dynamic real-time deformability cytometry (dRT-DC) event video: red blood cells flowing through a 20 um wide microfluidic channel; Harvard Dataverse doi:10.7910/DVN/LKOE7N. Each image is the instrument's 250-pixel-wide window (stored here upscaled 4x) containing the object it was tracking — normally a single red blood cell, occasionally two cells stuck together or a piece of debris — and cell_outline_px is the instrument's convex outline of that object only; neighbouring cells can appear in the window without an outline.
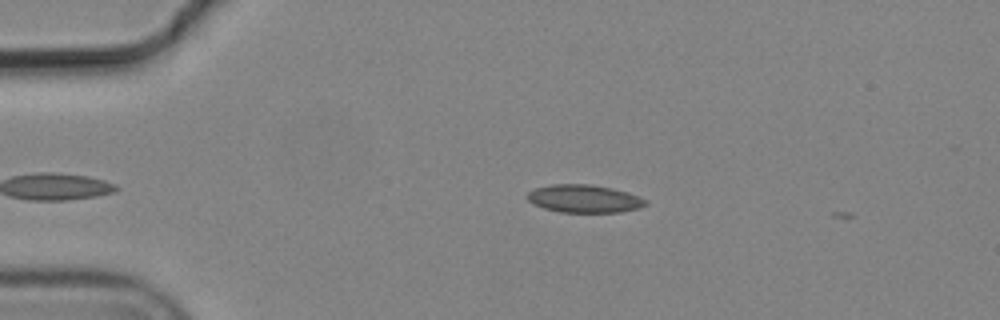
{"species": "common noctule bat (a hibernating species)", "species_latin": "Nyctalus noctula", "temperature_condition": "cold", "stored_images_in_passage": 5, "camera_frame_rate_fps": 3000, "um_per_image_px": 0.085, "animal": {"sex": "male", "body_mass_g": 19.2, "forearm_length_mm": 51.8}, "frame": {"image": 1, "passage_image": 5, "time_ms": 1.333, "image_size_px": [1000, 320], "cell_outline_px": [[648, 204], [640, 208], [620, 212], [560, 212], [544, 208], [532, 204], [524, 196], [528, 192], [536, 188], [552, 184], [588, 184], [612, 188], [628, 192], [648, 200]], "centroid_in_image_um": [49.65, 16.89], "position_along_channel_um": 35.3, "area_um2": 19.36}}